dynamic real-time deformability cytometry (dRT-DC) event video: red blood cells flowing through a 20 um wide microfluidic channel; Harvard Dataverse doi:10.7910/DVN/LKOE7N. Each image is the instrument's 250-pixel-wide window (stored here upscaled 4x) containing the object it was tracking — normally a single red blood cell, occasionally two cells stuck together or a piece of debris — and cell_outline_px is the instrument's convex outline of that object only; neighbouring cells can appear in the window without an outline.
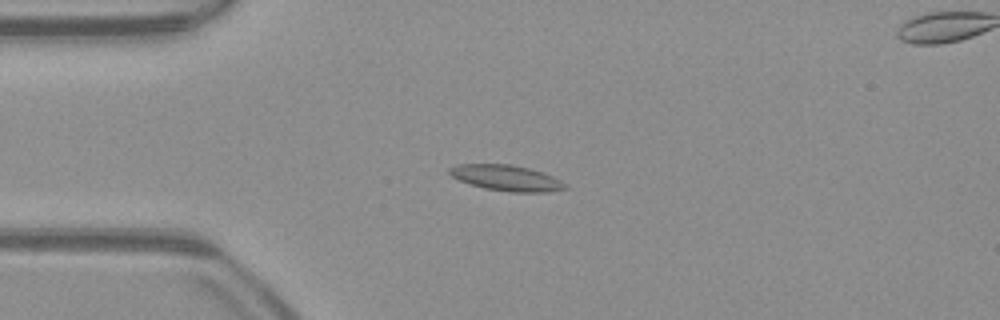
{"species": "common noctule bat (a hibernating species)", "species_latin": "Nyctalus noctula", "temperature_condition": "warm", "stored_images_in_passage": 52, "camera_frame_rate_fps": 3000, "um_per_image_px": 0.085, "animal": {"sex": "male", "body_mass_g": 23.1, "forearm_length_mm": 52.7}, "frame": {"image": 1, "passage_image": 12, "time_ms": 3.667, "image_size_px": [1000, 320], "cell_outline_px": [[568, 188], [548, 192], [512, 192], [484, 188], [460, 180], [452, 176], [448, 172], [448, 168], [460, 164], [512, 164], [528, 168], [552, 176], [560, 180]], "centroid_in_image_um": [43.03, 15.12], "position_along_channel_um": 42.0, "area_um2": 17.11}}
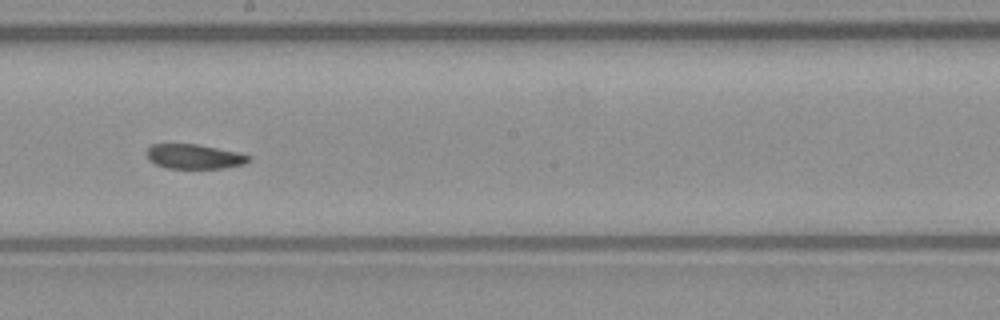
{"frame": {"image": 2, "passage_image": 28, "time_ms": 9.0, "image_size_px": [1000, 320], "cell_outline_px": [[252, 160], [244, 164], [224, 168], [168, 168], [156, 164], [148, 160], [148, 148], [152, 144], [196, 144], [236, 152], [252, 156]], "centroid_in_image_um": [16.54, 13.31], "position_along_channel_um": 231.7, "area_um2": 14.51}}
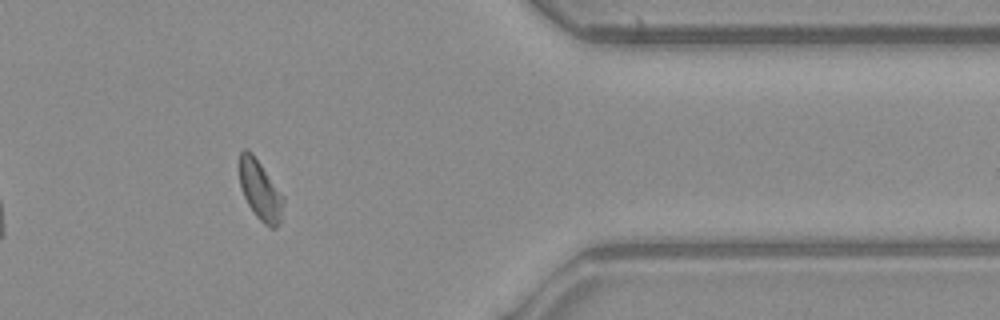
{"frame": {"image": 3, "passage_image": 42, "time_ms": 13.667, "image_size_px": [1000, 320], "cell_outline_px": [[284, 200], [280, 220], [276, 228], [272, 228], [264, 224], [256, 216], [248, 204], [240, 188], [240, 152], [244, 148], [248, 148], [252, 152], [284, 196]], "centroid_in_image_um": [22.11, 16.16], "position_along_channel_um": 389.3, "area_um2": 15.2}, "authors_computed_cell_mechanics": {"area_um2": 15.7794, "velocity_mm_per_s": 3.9203, "shape_relaxation_time_tau1_ms": null, "shape_relaxation_time_tau2_ms": 4.1116, "deformation_change_tau1": null, "deformation_change_tau2": 0.0863}}